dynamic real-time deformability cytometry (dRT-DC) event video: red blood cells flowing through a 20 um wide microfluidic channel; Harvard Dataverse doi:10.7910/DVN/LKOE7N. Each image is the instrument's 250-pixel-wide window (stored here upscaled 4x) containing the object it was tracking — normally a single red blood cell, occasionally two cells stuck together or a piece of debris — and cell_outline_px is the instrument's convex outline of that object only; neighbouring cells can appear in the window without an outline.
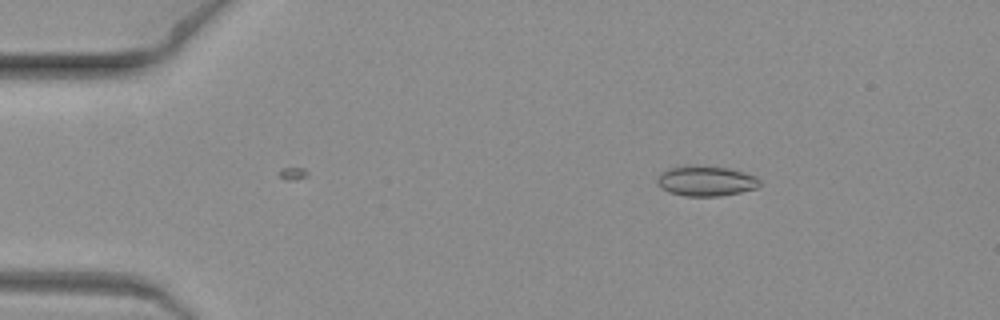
{"species": "common noctule bat (a hibernating species)", "species_latin": "Nyctalus noctula", "temperature_condition": "warm", "stored_images_in_passage": 2, "camera_frame_rate_fps": 3000, "um_per_image_px": 0.085, "animal": {"sex": "female", "body_mass_g": 19.3, "forearm_length_mm": 54.1}, "frame": {"image": 1, "passage_image": 2, "time_ms": 0.333, "image_size_px": [1000, 320], "cell_outline_px": [[760, 184], [756, 188], [740, 192], [720, 196], [684, 196], [668, 192], [656, 180], [664, 172], [672, 168], [728, 168], [752, 176], [760, 180]], "centroid_in_image_um": [60.04, 15.44], "position_along_channel_um": 25.0, "area_um2": 16.82}}